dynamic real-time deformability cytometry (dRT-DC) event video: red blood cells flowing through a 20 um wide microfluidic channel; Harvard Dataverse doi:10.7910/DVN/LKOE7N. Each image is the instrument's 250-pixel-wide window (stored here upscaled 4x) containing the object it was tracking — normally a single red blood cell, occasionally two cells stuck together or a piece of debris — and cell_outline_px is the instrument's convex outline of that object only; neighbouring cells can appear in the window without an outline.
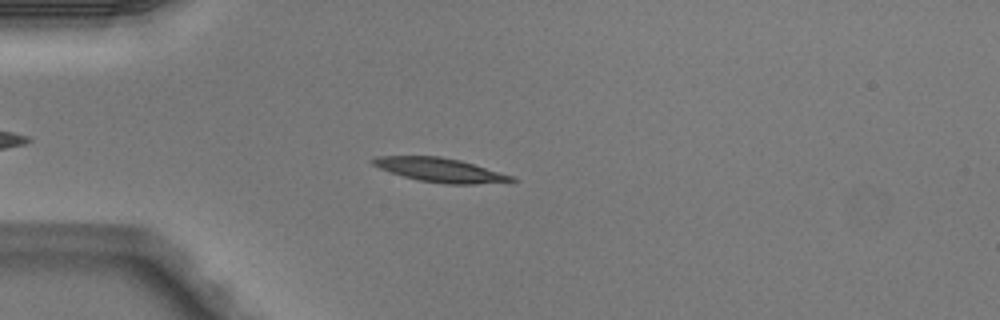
{"species": "Egyptian fruit bat (a non-hibernating species)", "species_latin": "Rousettus aegyptiacus", "temperature_condition": "warm", "stored_images_in_passage": 39, "camera_frame_rate_fps": 3000, "um_per_image_px": 0.085, "animal": {"sex": "male"}, "frame": {"image": 1, "passage_image": 3, "time_ms": 0.667, "image_size_px": [1000, 320], "cell_outline_px": [[520, 180], [476, 184], [444, 184], [420, 180], [404, 176], [380, 168], [372, 164], [368, 160], [376, 156], [440, 156], [460, 160], [512, 176]], "centroid_in_image_um": [37.37, 14.44], "position_along_channel_um": 47.6, "area_um2": 19.13}}
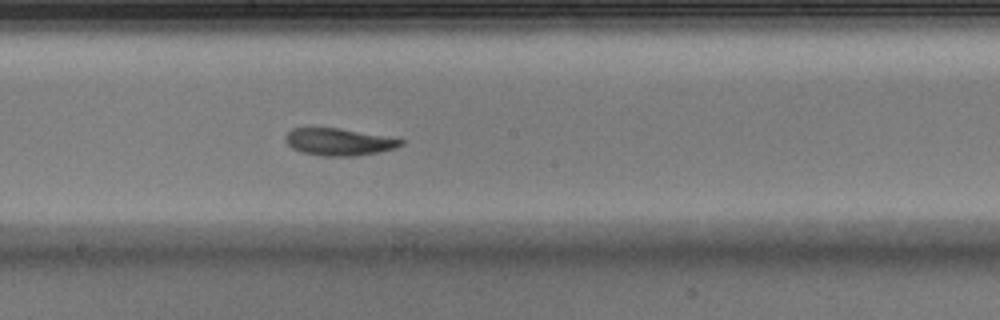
{"frame": {"image": 2, "passage_image": 17, "time_ms": 5.333, "image_size_px": [1000, 320], "cell_outline_px": [[404, 144], [396, 148], [380, 152], [356, 156], [320, 156], [304, 152], [292, 148], [284, 140], [284, 136], [292, 128], [340, 128], [388, 136], [404, 140]], "centroid_in_image_um": [28.83, 12.06], "position_along_channel_um": 219.4, "area_um2": 18.44}}
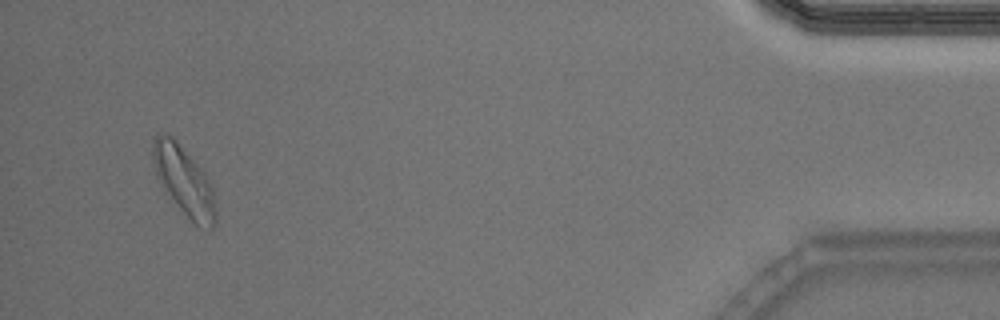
{"frame": {"image": 3, "passage_image": 37, "time_ms": 12.0, "image_size_px": [1000, 320], "cell_outline_px": [[216, 224], [212, 228], [196, 224], [180, 208], [156, 176], [152, 152], [152, 140], [156, 132], [160, 132], [172, 136], [176, 140], [204, 172], [212, 184], [216, 212]], "centroid_in_image_um": [15.64, 15.31], "position_along_channel_um": 419.6, "area_um2": 24.74}, "authors_computed_cell_mechanics": {"area_um2": 19.0162, "velocity_mm_per_s": 4.0588, "shape_relaxation_time_tau1_ms": 8.4077, "shape_relaxation_time_tau2_ms": null, "deformation_change_tau1": 0.2426, "deformation_change_tau2": null}}